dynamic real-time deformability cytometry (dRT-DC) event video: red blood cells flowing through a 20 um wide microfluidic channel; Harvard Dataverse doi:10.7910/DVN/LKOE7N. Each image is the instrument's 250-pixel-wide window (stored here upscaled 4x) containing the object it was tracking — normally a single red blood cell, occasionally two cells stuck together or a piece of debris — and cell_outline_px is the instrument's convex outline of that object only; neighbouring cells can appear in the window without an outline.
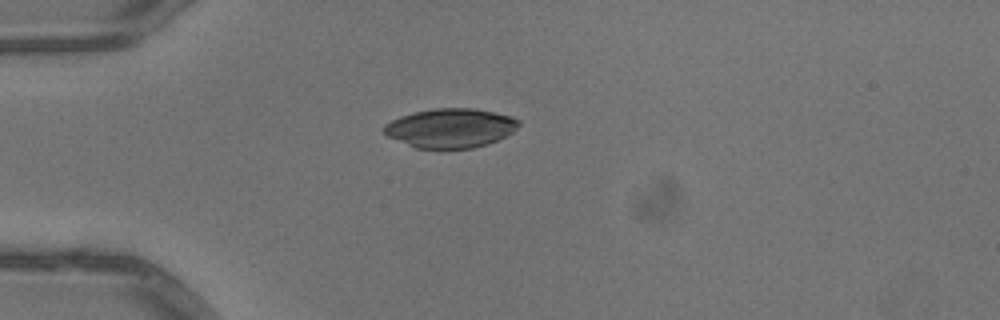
{"species": "common noctule bat (a hibernating species)", "species_latin": "Nyctalus noctula", "temperature_condition": "warm", "stored_images_in_passage": 1, "camera_frame_rate_fps": 3000, "um_per_image_px": 0.085, "animal": {"sex": "male", "body_mass_g": 13.3}, "frame": {"image": 1, "passage_image": 1, "time_ms": 0.0, "image_size_px": [1000, 320], "cell_outline_px": [[520, 124], [512, 132], [488, 144], [472, 148], [416, 148], [388, 136], [384, 132], [384, 124], [400, 116], [412, 112], [436, 108], [476, 108], [512, 116], [520, 120]], "centroid_in_image_um": [38.3, 10.87], "position_along_channel_um": 46.7, "area_um2": 30.69}}